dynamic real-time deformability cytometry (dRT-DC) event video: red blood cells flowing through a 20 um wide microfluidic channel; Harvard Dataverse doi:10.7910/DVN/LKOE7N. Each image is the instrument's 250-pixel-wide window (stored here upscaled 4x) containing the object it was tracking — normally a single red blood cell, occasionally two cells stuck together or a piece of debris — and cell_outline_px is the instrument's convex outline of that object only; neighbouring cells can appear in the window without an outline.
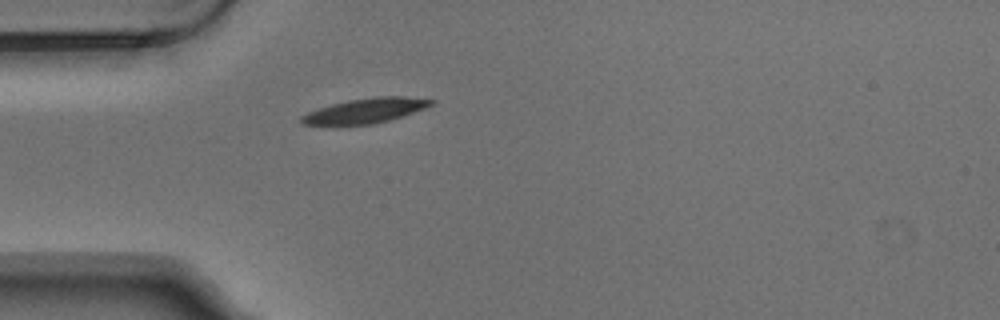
{"species": "Egyptian fruit bat (a non-hibernating species)", "species_latin": "Rousettus aegyptiacus", "temperature_condition": "warm", "stored_images_in_passage": 1, "camera_frame_rate_fps": 3000, "um_per_image_px": 0.085, "animal": {"sex": "male"}, "frame": {"image": 1, "passage_image": 1, "time_ms": 0.0, "image_size_px": [1000, 320], "cell_outline_px": [[436, 100], [432, 104], [424, 108], [388, 120], [372, 124], [304, 124], [300, 120], [300, 116], [308, 112], [332, 104], [348, 100], [376, 96], [404, 96]], "centroid_in_image_um": [31.07, 9.38], "position_along_channel_um": 53.9, "area_um2": 18.26}}